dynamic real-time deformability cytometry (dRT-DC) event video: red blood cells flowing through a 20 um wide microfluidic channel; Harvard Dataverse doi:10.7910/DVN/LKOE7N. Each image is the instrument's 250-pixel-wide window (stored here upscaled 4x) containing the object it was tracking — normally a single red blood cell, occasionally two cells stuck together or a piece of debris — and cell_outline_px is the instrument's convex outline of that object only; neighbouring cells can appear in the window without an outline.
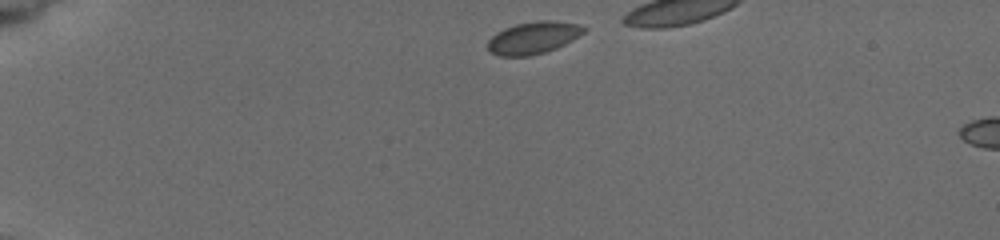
{"species": "common noctule bat (a hibernating species)", "species_latin": "Nyctalus noctula", "temperature_condition": "cold", "stored_images_in_passage": 3, "camera_frame_rate_fps": 3000, "um_per_image_px": 0.085, "animal": {"sex": "female", "body_mass_g": 19.5, "forearm_length_mm": 54.1}, "frame": {"image": 1, "passage_image": 1, "time_ms": 0.0, "image_size_px": [1000, 240], "cell_outline_px": [[588, 28], [584, 32], [572, 40], [556, 48], [544, 52], [528, 56], [500, 56], [492, 52], [488, 48], [488, 40], [496, 32], [504, 28], [516, 24], [536, 20], [556, 20], [580, 24]], "centroid_in_image_um": [45.35, 3.18], "position_along_channel_um": 39.6, "area_um2": 18.09}}